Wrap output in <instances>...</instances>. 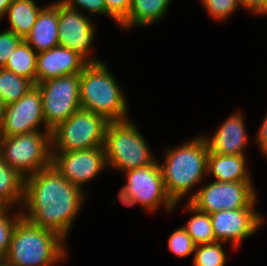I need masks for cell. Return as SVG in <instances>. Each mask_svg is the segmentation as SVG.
I'll list each match as a JSON object with an SVG mask.
<instances>
[{
  "label": "cell",
  "mask_w": 267,
  "mask_h": 266,
  "mask_svg": "<svg viewBox=\"0 0 267 266\" xmlns=\"http://www.w3.org/2000/svg\"><path fill=\"white\" fill-rule=\"evenodd\" d=\"M84 192L72 185L51 164L25 177L22 217L40 228L53 231L63 239L83 203Z\"/></svg>",
  "instance_id": "obj_1"
},
{
  "label": "cell",
  "mask_w": 267,
  "mask_h": 266,
  "mask_svg": "<svg viewBox=\"0 0 267 266\" xmlns=\"http://www.w3.org/2000/svg\"><path fill=\"white\" fill-rule=\"evenodd\" d=\"M64 239L21 218L12 233L5 260L13 266H51L67 256Z\"/></svg>",
  "instance_id": "obj_2"
},
{
  "label": "cell",
  "mask_w": 267,
  "mask_h": 266,
  "mask_svg": "<svg viewBox=\"0 0 267 266\" xmlns=\"http://www.w3.org/2000/svg\"><path fill=\"white\" fill-rule=\"evenodd\" d=\"M116 79L102 61L88 63L80 73V105L107 121L127 120V102Z\"/></svg>",
  "instance_id": "obj_3"
},
{
  "label": "cell",
  "mask_w": 267,
  "mask_h": 266,
  "mask_svg": "<svg viewBox=\"0 0 267 266\" xmlns=\"http://www.w3.org/2000/svg\"><path fill=\"white\" fill-rule=\"evenodd\" d=\"M208 148L203 136L168 149L166 161L159 164L168 196L178 203L207 173Z\"/></svg>",
  "instance_id": "obj_4"
},
{
  "label": "cell",
  "mask_w": 267,
  "mask_h": 266,
  "mask_svg": "<svg viewBox=\"0 0 267 266\" xmlns=\"http://www.w3.org/2000/svg\"><path fill=\"white\" fill-rule=\"evenodd\" d=\"M103 148L107 164L125 172L156 161L144 137L129 120L108 123Z\"/></svg>",
  "instance_id": "obj_5"
},
{
  "label": "cell",
  "mask_w": 267,
  "mask_h": 266,
  "mask_svg": "<svg viewBox=\"0 0 267 266\" xmlns=\"http://www.w3.org/2000/svg\"><path fill=\"white\" fill-rule=\"evenodd\" d=\"M44 132L0 137V157L23 177L49 167L52 164L51 130Z\"/></svg>",
  "instance_id": "obj_6"
},
{
  "label": "cell",
  "mask_w": 267,
  "mask_h": 266,
  "mask_svg": "<svg viewBox=\"0 0 267 266\" xmlns=\"http://www.w3.org/2000/svg\"><path fill=\"white\" fill-rule=\"evenodd\" d=\"M109 121L85 109H78L51 130L52 152H71L103 147Z\"/></svg>",
  "instance_id": "obj_7"
},
{
  "label": "cell",
  "mask_w": 267,
  "mask_h": 266,
  "mask_svg": "<svg viewBox=\"0 0 267 266\" xmlns=\"http://www.w3.org/2000/svg\"><path fill=\"white\" fill-rule=\"evenodd\" d=\"M36 86L42 95L46 130L54 129L81 108L80 73L52 78Z\"/></svg>",
  "instance_id": "obj_8"
},
{
  "label": "cell",
  "mask_w": 267,
  "mask_h": 266,
  "mask_svg": "<svg viewBox=\"0 0 267 266\" xmlns=\"http://www.w3.org/2000/svg\"><path fill=\"white\" fill-rule=\"evenodd\" d=\"M253 187L252 182L214 181L193 194L189 203L208 214L221 210L254 208L256 194Z\"/></svg>",
  "instance_id": "obj_9"
},
{
  "label": "cell",
  "mask_w": 267,
  "mask_h": 266,
  "mask_svg": "<svg viewBox=\"0 0 267 266\" xmlns=\"http://www.w3.org/2000/svg\"><path fill=\"white\" fill-rule=\"evenodd\" d=\"M127 190L133 199L144 207L154 211L159 204L172 210L176 203L168 196L160 166L157 161L145 167L126 171ZM163 203V204H162Z\"/></svg>",
  "instance_id": "obj_10"
},
{
  "label": "cell",
  "mask_w": 267,
  "mask_h": 266,
  "mask_svg": "<svg viewBox=\"0 0 267 266\" xmlns=\"http://www.w3.org/2000/svg\"><path fill=\"white\" fill-rule=\"evenodd\" d=\"M40 123L45 125L42 95L34 85L17 102L5 106L0 123V137L39 131Z\"/></svg>",
  "instance_id": "obj_11"
},
{
  "label": "cell",
  "mask_w": 267,
  "mask_h": 266,
  "mask_svg": "<svg viewBox=\"0 0 267 266\" xmlns=\"http://www.w3.org/2000/svg\"><path fill=\"white\" fill-rule=\"evenodd\" d=\"M103 147L82 149L71 152H52V165L72 185L82 189L106 167Z\"/></svg>",
  "instance_id": "obj_12"
},
{
  "label": "cell",
  "mask_w": 267,
  "mask_h": 266,
  "mask_svg": "<svg viewBox=\"0 0 267 266\" xmlns=\"http://www.w3.org/2000/svg\"><path fill=\"white\" fill-rule=\"evenodd\" d=\"M83 15L78 10L68 8L58 2L59 46L77 52L88 63H97L100 61L88 54L92 40H94V26L89 21V16Z\"/></svg>",
  "instance_id": "obj_13"
},
{
  "label": "cell",
  "mask_w": 267,
  "mask_h": 266,
  "mask_svg": "<svg viewBox=\"0 0 267 266\" xmlns=\"http://www.w3.org/2000/svg\"><path fill=\"white\" fill-rule=\"evenodd\" d=\"M210 216L215 241H231L234 248L254 234L263 220L254 208L221 210Z\"/></svg>",
  "instance_id": "obj_14"
},
{
  "label": "cell",
  "mask_w": 267,
  "mask_h": 266,
  "mask_svg": "<svg viewBox=\"0 0 267 266\" xmlns=\"http://www.w3.org/2000/svg\"><path fill=\"white\" fill-rule=\"evenodd\" d=\"M88 62L68 48L57 46L37 54L36 84L70 74H79Z\"/></svg>",
  "instance_id": "obj_15"
},
{
  "label": "cell",
  "mask_w": 267,
  "mask_h": 266,
  "mask_svg": "<svg viewBox=\"0 0 267 266\" xmlns=\"http://www.w3.org/2000/svg\"><path fill=\"white\" fill-rule=\"evenodd\" d=\"M244 120L239 113L233 114L218 128L210 138L203 137L209 153L224 155H245L244 147L247 144V135Z\"/></svg>",
  "instance_id": "obj_16"
},
{
  "label": "cell",
  "mask_w": 267,
  "mask_h": 266,
  "mask_svg": "<svg viewBox=\"0 0 267 266\" xmlns=\"http://www.w3.org/2000/svg\"><path fill=\"white\" fill-rule=\"evenodd\" d=\"M24 40L37 53L59 46L58 2L41 9Z\"/></svg>",
  "instance_id": "obj_17"
},
{
  "label": "cell",
  "mask_w": 267,
  "mask_h": 266,
  "mask_svg": "<svg viewBox=\"0 0 267 266\" xmlns=\"http://www.w3.org/2000/svg\"><path fill=\"white\" fill-rule=\"evenodd\" d=\"M244 155L208 153L207 173L220 182H250Z\"/></svg>",
  "instance_id": "obj_18"
},
{
  "label": "cell",
  "mask_w": 267,
  "mask_h": 266,
  "mask_svg": "<svg viewBox=\"0 0 267 266\" xmlns=\"http://www.w3.org/2000/svg\"><path fill=\"white\" fill-rule=\"evenodd\" d=\"M170 2L171 0H132L128 15L120 25L127 29L135 24L149 26L164 16Z\"/></svg>",
  "instance_id": "obj_19"
},
{
  "label": "cell",
  "mask_w": 267,
  "mask_h": 266,
  "mask_svg": "<svg viewBox=\"0 0 267 266\" xmlns=\"http://www.w3.org/2000/svg\"><path fill=\"white\" fill-rule=\"evenodd\" d=\"M25 177L0 157V205L9 208L15 203L23 205Z\"/></svg>",
  "instance_id": "obj_20"
},
{
  "label": "cell",
  "mask_w": 267,
  "mask_h": 266,
  "mask_svg": "<svg viewBox=\"0 0 267 266\" xmlns=\"http://www.w3.org/2000/svg\"><path fill=\"white\" fill-rule=\"evenodd\" d=\"M41 9L36 6L34 0H12L6 12L11 26L8 30L25 39L35 24Z\"/></svg>",
  "instance_id": "obj_21"
},
{
  "label": "cell",
  "mask_w": 267,
  "mask_h": 266,
  "mask_svg": "<svg viewBox=\"0 0 267 266\" xmlns=\"http://www.w3.org/2000/svg\"><path fill=\"white\" fill-rule=\"evenodd\" d=\"M37 54L23 39L7 60L4 68L30 80L36 85Z\"/></svg>",
  "instance_id": "obj_22"
},
{
  "label": "cell",
  "mask_w": 267,
  "mask_h": 266,
  "mask_svg": "<svg viewBox=\"0 0 267 266\" xmlns=\"http://www.w3.org/2000/svg\"><path fill=\"white\" fill-rule=\"evenodd\" d=\"M33 86L30 80L6 68H0V97L5 106L17 102Z\"/></svg>",
  "instance_id": "obj_23"
},
{
  "label": "cell",
  "mask_w": 267,
  "mask_h": 266,
  "mask_svg": "<svg viewBox=\"0 0 267 266\" xmlns=\"http://www.w3.org/2000/svg\"><path fill=\"white\" fill-rule=\"evenodd\" d=\"M186 207L190 212L195 213V215L188 220L187 225L183 226L194 243L200 245L215 242L210 214L199 211L189 202Z\"/></svg>",
  "instance_id": "obj_24"
},
{
  "label": "cell",
  "mask_w": 267,
  "mask_h": 266,
  "mask_svg": "<svg viewBox=\"0 0 267 266\" xmlns=\"http://www.w3.org/2000/svg\"><path fill=\"white\" fill-rule=\"evenodd\" d=\"M222 248L218 241L196 245L194 266H224L227 258Z\"/></svg>",
  "instance_id": "obj_25"
},
{
  "label": "cell",
  "mask_w": 267,
  "mask_h": 266,
  "mask_svg": "<svg viewBox=\"0 0 267 266\" xmlns=\"http://www.w3.org/2000/svg\"><path fill=\"white\" fill-rule=\"evenodd\" d=\"M8 208L0 210V260H5L11 242L12 233L18 221L22 218V213L14 218L8 217Z\"/></svg>",
  "instance_id": "obj_26"
},
{
  "label": "cell",
  "mask_w": 267,
  "mask_h": 266,
  "mask_svg": "<svg viewBox=\"0 0 267 266\" xmlns=\"http://www.w3.org/2000/svg\"><path fill=\"white\" fill-rule=\"evenodd\" d=\"M169 250L177 257H186L195 252L196 244L183 227L176 229L168 240Z\"/></svg>",
  "instance_id": "obj_27"
},
{
  "label": "cell",
  "mask_w": 267,
  "mask_h": 266,
  "mask_svg": "<svg viewBox=\"0 0 267 266\" xmlns=\"http://www.w3.org/2000/svg\"><path fill=\"white\" fill-rule=\"evenodd\" d=\"M208 13L217 19H226L237 7L240 6L239 0H201Z\"/></svg>",
  "instance_id": "obj_28"
},
{
  "label": "cell",
  "mask_w": 267,
  "mask_h": 266,
  "mask_svg": "<svg viewBox=\"0 0 267 266\" xmlns=\"http://www.w3.org/2000/svg\"><path fill=\"white\" fill-rule=\"evenodd\" d=\"M23 39L11 30L0 33V68H4L17 45Z\"/></svg>",
  "instance_id": "obj_29"
},
{
  "label": "cell",
  "mask_w": 267,
  "mask_h": 266,
  "mask_svg": "<svg viewBox=\"0 0 267 266\" xmlns=\"http://www.w3.org/2000/svg\"><path fill=\"white\" fill-rule=\"evenodd\" d=\"M104 2L107 15L115 19L118 24L126 19L132 4V0H104Z\"/></svg>",
  "instance_id": "obj_30"
},
{
  "label": "cell",
  "mask_w": 267,
  "mask_h": 266,
  "mask_svg": "<svg viewBox=\"0 0 267 266\" xmlns=\"http://www.w3.org/2000/svg\"><path fill=\"white\" fill-rule=\"evenodd\" d=\"M64 6L77 10L86 9L90 13H98L107 15V8L104 0H62L60 1ZM77 6V7H76Z\"/></svg>",
  "instance_id": "obj_31"
},
{
  "label": "cell",
  "mask_w": 267,
  "mask_h": 266,
  "mask_svg": "<svg viewBox=\"0 0 267 266\" xmlns=\"http://www.w3.org/2000/svg\"><path fill=\"white\" fill-rule=\"evenodd\" d=\"M257 143L263 153L267 156V115L263 119L262 125H260L259 132L257 133Z\"/></svg>",
  "instance_id": "obj_32"
},
{
  "label": "cell",
  "mask_w": 267,
  "mask_h": 266,
  "mask_svg": "<svg viewBox=\"0 0 267 266\" xmlns=\"http://www.w3.org/2000/svg\"><path fill=\"white\" fill-rule=\"evenodd\" d=\"M266 0H239V3L244 8L247 7L250 10L255 11V13H258L265 4Z\"/></svg>",
  "instance_id": "obj_33"
},
{
  "label": "cell",
  "mask_w": 267,
  "mask_h": 266,
  "mask_svg": "<svg viewBox=\"0 0 267 266\" xmlns=\"http://www.w3.org/2000/svg\"><path fill=\"white\" fill-rule=\"evenodd\" d=\"M118 194H119V199L122 204L126 206H133L136 204V201L129 194L127 187L125 185L121 188V191L118 192Z\"/></svg>",
  "instance_id": "obj_34"
},
{
  "label": "cell",
  "mask_w": 267,
  "mask_h": 266,
  "mask_svg": "<svg viewBox=\"0 0 267 266\" xmlns=\"http://www.w3.org/2000/svg\"><path fill=\"white\" fill-rule=\"evenodd\" d=\"M12 0H0V19L6 16L8 7L11 5Z\"/></svg>",
  "instance_id": "obj_35"
},
{
  "label": "cell",
  "mask_w": 267,
  "mask_h": 266,
  "mask_svg": "<svg viewBox=\"0 0 267 266\" xmlns=\"http://www.w3.org/2000/svg\"><path fill=\"white\" fill-rule=\"evenodd\" d=\"M4 108H5V105L3 104L1 97H0V123L3 117Z\"/></svg>",
  "instance_id": "obj_36"
},
{
  "label": "cell",
  "mask_w": 267,
  "mask_h": 266,
  "mask_svg": "<svg viewBox=\"0 0 267 266\" xmlns=\"http://www.w3.org/2000/svg\"><path fill=\"white\" fill-rule=\"evenodd\" d=\"M267 14V0L265 1L264 7L258 12V14Z\"/></svg>",
  "instance_id": "obj_37"
},
{
  "label": "cell",
  "mask_w": 267,
  "mask_h": 266,
  "mask_svg": "<svg viewBox=\"0 0 267 266\" xmlns=\"http://www.w3.org/2000/svg\"><path fill=\"white\" fill-rule=\"evenodd\" d=\"M0 266H13V265L8 263L6 260H0Z\"/></svg>",
  "instance_id": "obj_38"
}]
</instances>
